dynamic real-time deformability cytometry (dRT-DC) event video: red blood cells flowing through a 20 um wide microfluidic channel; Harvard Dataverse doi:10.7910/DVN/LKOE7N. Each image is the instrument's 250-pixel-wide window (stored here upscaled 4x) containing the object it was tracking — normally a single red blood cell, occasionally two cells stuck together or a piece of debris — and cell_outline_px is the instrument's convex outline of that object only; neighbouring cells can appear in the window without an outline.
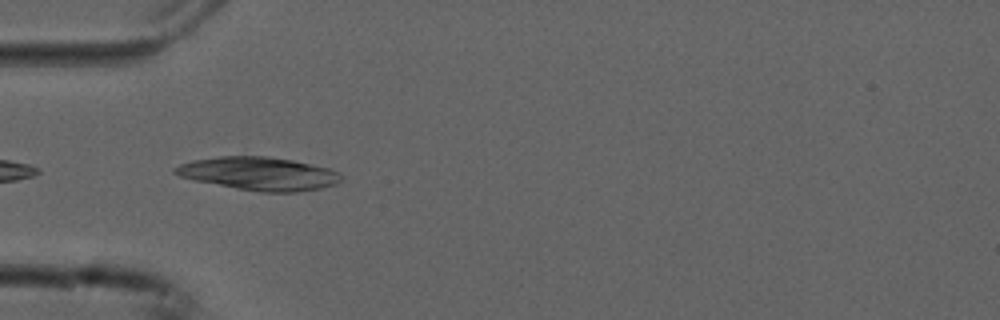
{"species": "common noctule bat (a hibernating species)", "species_latin": "Nyctalus noctula", "temperature_condition": "cold", "stored_images_in_passage": 39, "camera_frame_rate_fps": 3000, "um_per_image_px": 0.085, "animal": {"sex": "male", "forearm_length_mm": 52.5}, "frame": {"image": 1, "passage_image": 2, "time_ms": 0.333, "image_size_px": [1000, 320], "cell_outline_px": [[344, 180], [336, 184], [320, 188], [296, 192], [260, 192], [236, 188], [196, 180], [180, 176], [172, 172], [172, 168], [180, 164], [192, 160], [220, 156], [268, 156], [292, 160], [328, 168], [340, 172], [344, 176]], "centroid_in_image_um": [22.04, 14.75], "position_along_channel_um": 63.0, "area_um2": 32.14}}
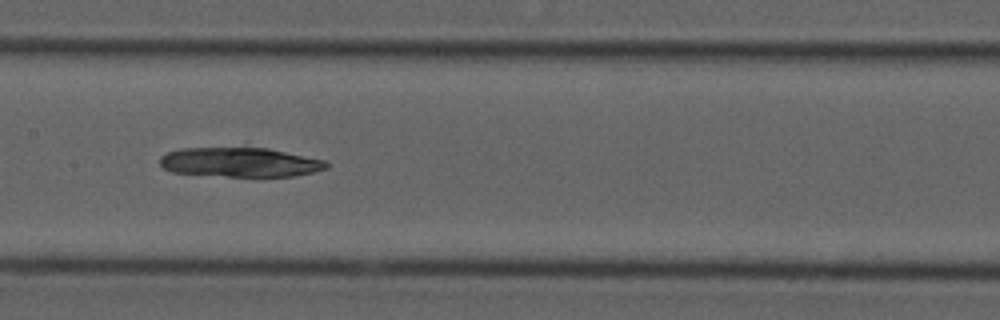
{"frame": {"image": 2, "passage_image": 12, "time_ms": 3.667, "image_size_px": [1000, 320], "cell_outline_px": [[332, 164], [328, 168], [312, 172], [292, 176], [228, 176], [172, 172], [164, 168], [160, 164], [160, 156], [168, 152], [184, 148], [268, 148], [324, 160]], "centroid_in_image_um": [20.42, 13.79], "position_along_channel_um": 187.0, "area_um2": 28.26}}
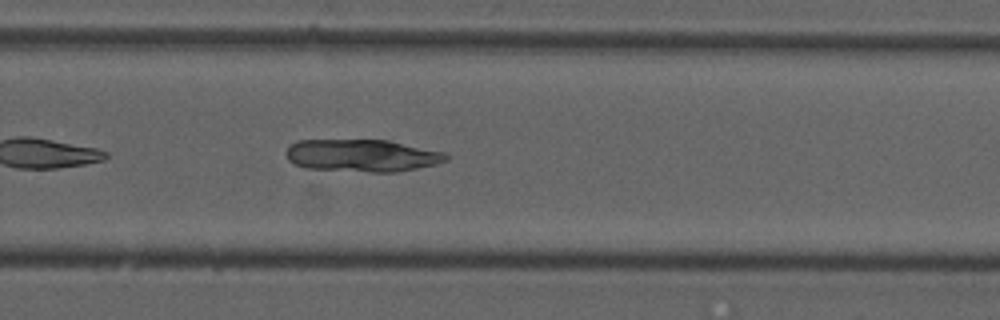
{"frame": {"image": 3, "passage_image": 21, "time_ms": 6.667, "image_size_px": [1000, 320], "cell_outline_px": [[448, 160], [436, 164], [396, 172], [368, 172], [304, 168], [288, 160], [284, 152], [288, 144], [296, 140], [388, 140], [444, 152], [448, 156]], "centroid_in_image_um": [30.72, 13.22], "position_along_channel_um": 299.1, "area_um2": 30.4}}